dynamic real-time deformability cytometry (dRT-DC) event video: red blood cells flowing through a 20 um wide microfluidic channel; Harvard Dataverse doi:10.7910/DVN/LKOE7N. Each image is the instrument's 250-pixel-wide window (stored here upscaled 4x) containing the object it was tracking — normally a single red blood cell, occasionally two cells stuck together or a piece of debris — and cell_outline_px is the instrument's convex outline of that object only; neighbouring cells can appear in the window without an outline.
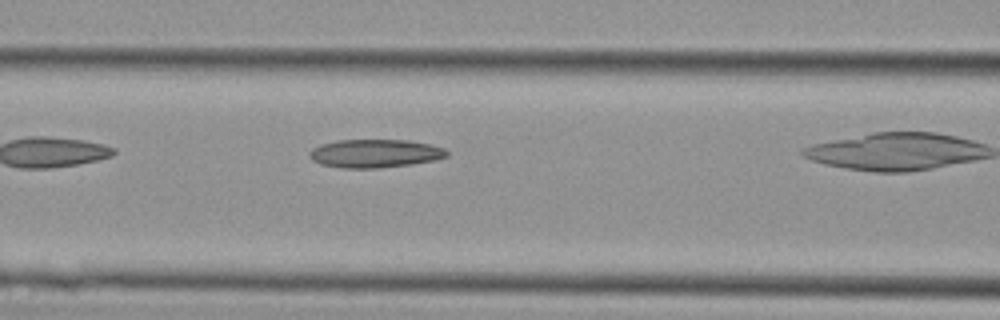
{"species": "Egyptian fruit bat (a non-hibernating species)", "species_latin": "Rousettus aegyptiacus", "temperature_condition": "cold", "stored_images_in_passage": 18, "camera_frame_rate_fps": 3000, "um_per_image_px": 0.085, "animal": {"sex": "female"}, "frame": {"image": 1, "passage_image": 3, "time_ms": 0.667, "image_size_px": [1000, 320], "cell_outline_px": [[448, 156], [432, 160], [412, 164], [380, 168], [340, 168], [320, 164], [312, 160], [308, 156], [308, 152], [312, 148], [320, 144], [336, 140], [408, 140], [432, 144], [444, 148], [448, 152]], "centroid_in_image_um": [31.83, 13.04], "position_along_channel_um": 134.8, "area_um2": 22.89}}